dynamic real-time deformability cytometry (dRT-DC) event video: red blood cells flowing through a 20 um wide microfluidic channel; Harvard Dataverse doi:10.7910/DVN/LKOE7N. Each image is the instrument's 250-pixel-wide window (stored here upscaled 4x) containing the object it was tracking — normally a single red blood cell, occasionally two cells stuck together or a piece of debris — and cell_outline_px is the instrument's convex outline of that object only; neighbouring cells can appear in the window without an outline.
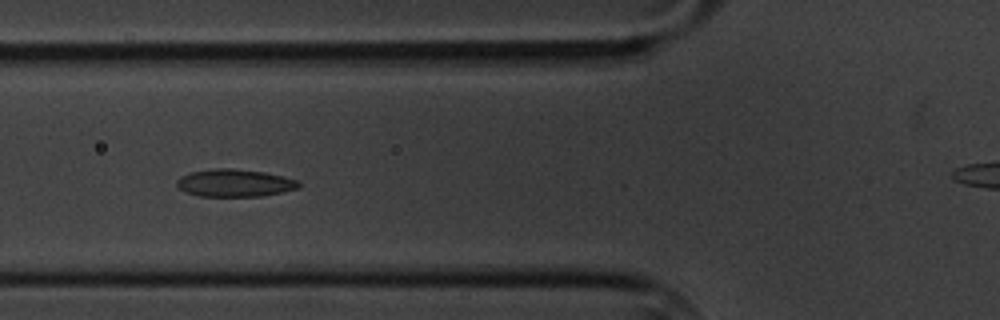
{"species": "common noctule bat (a hibernating species)", "species_latin": "Nyctalus noctula", "temperature_condition": "cold", "stored_images_in_passage": 7, "segment_of_instrument_passage": [1, 2], "camera_frame_rate_fps": 3000, "um_per_image_px": 0.085, "animal": {"sex": "male", "body_mass_g": 20.1, "forearm_length_mm": 53.5}, "frame": {"image": 1, "passage_image": 5, "time_ms": 5.667, "image_size_px": [1000, 320], "cell_outline_px": [[300, 184], [296, 188], [280, 192], [260, 196], [200, 196], [184, 192], [176, 184], [176, 180], [180, 176], [192, 172], [216, 168], [232, 168], [264, 172], [284, 176], [300, 180]], "centroid_in_image_um": [19.93, 15.54], "position_along_channel_um": 105.9, "area_um2": 19.48}}
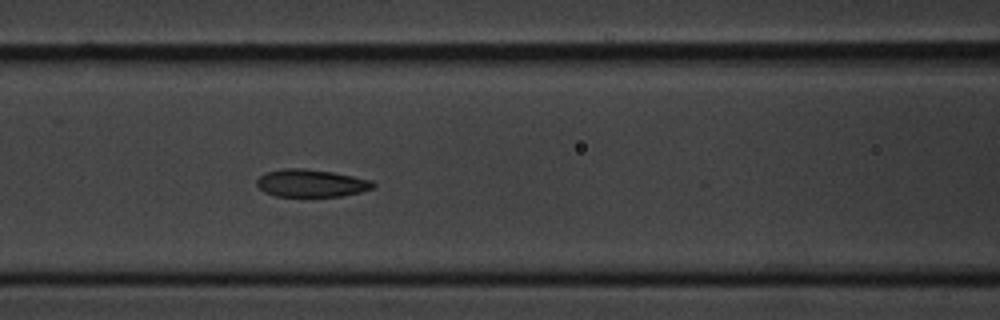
{"frame": {"image": 2, "passage_image": 6, "time_ms": 6.667, "image_size_px": [1000, 320], "cell_outline_px": [[376, 188], [360, 192], [340, 196], [276, 196], [264, 192], [256, 184], [256, 180], [260, 176], [268, 172], [284, 168], [304, 168], [332, 172], [372, 180], [376, 184]], "centroid_in_image_um": [26.47, 15.57], "position_along_channel_um": 140.1, "area_um2": 18.67}}